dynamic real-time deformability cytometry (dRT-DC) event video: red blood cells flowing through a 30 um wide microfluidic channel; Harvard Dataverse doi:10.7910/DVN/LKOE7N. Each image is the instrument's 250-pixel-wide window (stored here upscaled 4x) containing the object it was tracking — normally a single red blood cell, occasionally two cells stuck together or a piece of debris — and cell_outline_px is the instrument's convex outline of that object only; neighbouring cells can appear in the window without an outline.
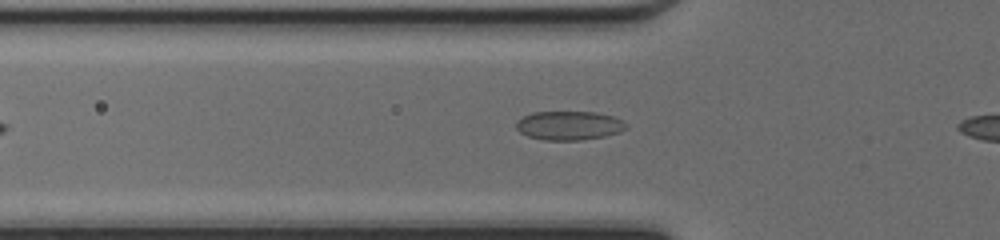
{"species": "common noctule bat (a hibernating species)", "species_latin": "Nyctalus noctula", "temperature_condition": "cold", "stored_images_in_passage": 26, "camera_frame_rate_fps": 3000, "um_per_image_px": 0.085, "animal": {"sex": "female", "body_mass_g": 17.0, "forearm_length_mm": 48.0}, "frame": {"image": 1, "passage_image": 3, "time_ms": 0.667, "image_size_px": [1000, 240], "cell_outline_px": [[628, 128], [620, 132], [604, 136], [580, 140], [544, 140], [528, 136], [520, 132], [516, 128], [516, 120], [532, 112], [596, 112], [612, 116], [628, 124]], "centroid_in_image_um": [48.36, 10.67], "position_along_channel_um": 77.4, "area_um2": 18.55}}
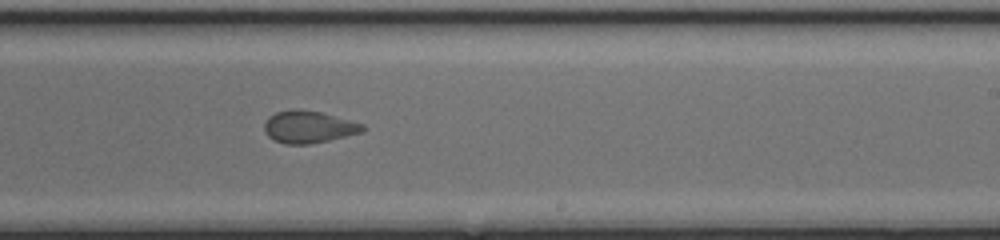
{"frame": {"image": 2, "passage_image": 16, "time_ms": 5.0, "image_size_px": [1000, 240], "cell_outline_px": [[368, 128], [364, 132], [328, 140], [308, 144], [284, 144], [268, 136], [264, 132], [264, 124], [268, 116], [276, 112], [292, 108], [296, 108], [320, 112], [364, 124]], "centroid_in_image_um": [26.23, 10.78], "position_along_channel_um": 262.8, "area_um2": 18.55}}
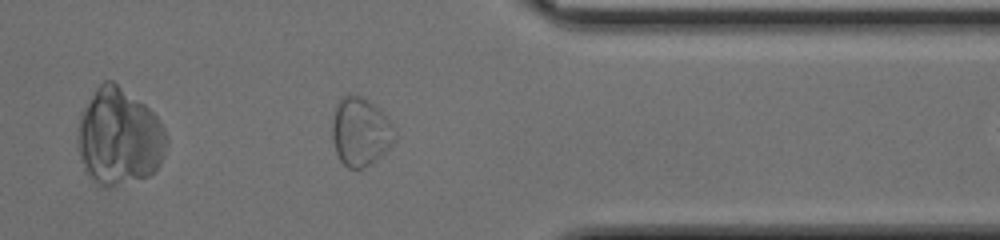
{"frame": {"image": 3, "passage_image": 25, "time_ms": 8.0, "image_size_px": [1000, 240], "cell_outline_px": [[392, 144], [372, 164], [364, 168], [348, 168], [340, 160], [336, 152], [332, 136], [332, 120], [336, 104], [340, 96], [348, 92], [356, 92], [368, 100], [392, 124]], "centroid_in_image_um": [30.56, 11.16], "position_along_channel_um": 380.8, "area_um2": 24.8}}